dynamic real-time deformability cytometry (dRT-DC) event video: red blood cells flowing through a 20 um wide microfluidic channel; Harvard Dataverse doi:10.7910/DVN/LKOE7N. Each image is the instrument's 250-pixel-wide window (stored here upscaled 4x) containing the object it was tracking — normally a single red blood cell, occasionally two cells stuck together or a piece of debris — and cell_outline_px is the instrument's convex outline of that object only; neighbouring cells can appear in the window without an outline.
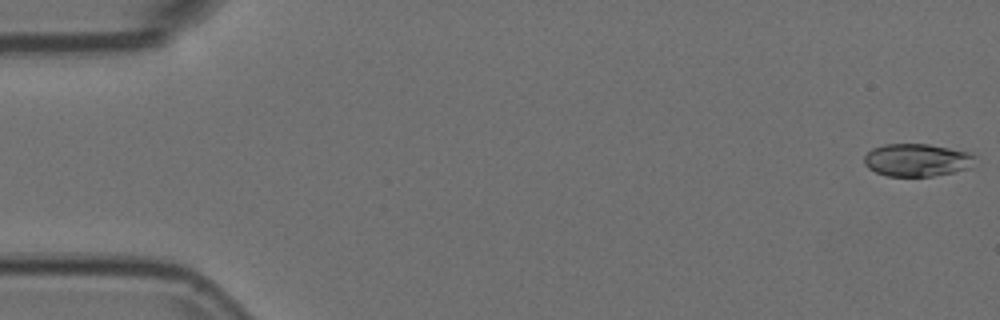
{"species": "Egyptian fruit bat (a non-hibernating species)", "species_latin": "Rousettus aegyptiacus", "temperature_condition": "room temperature", "stored_images_in_passage": 54, "camera_frame_rate_fps": 3000, "um_per_image_px": 0.085, "animal": {"sex": "female"}, "frame": {"image": 1, "passage_image": 1, "time_ms": 0.0, "image_size_px": [1000, 320], "cell_outline_px": [[976, 156], [972, 168], [932, 176], [888, 176], [876, 172], [868, 168], [864, 164], [864, 156], [872, 148], [884, 144], [928, 144], [972, 152]], "centroid_in_image_um": [77.97, 13.6], "position_along_channel_um": 7.0, "area_um2": 21.33}}
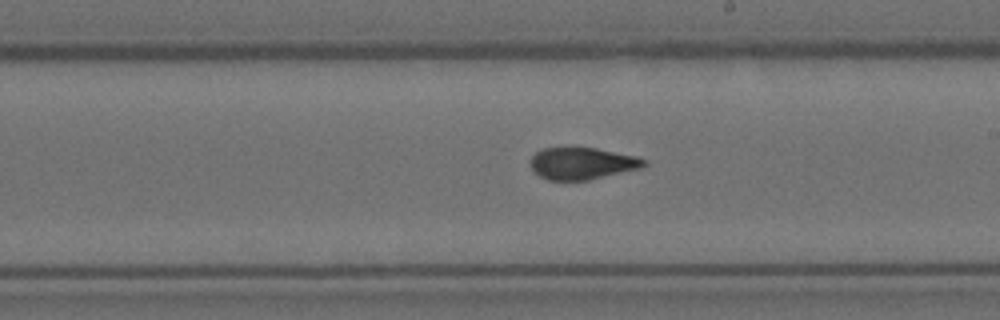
{"frame": {"image": 2, "passage_image": 31, "time_ms": 10.0, "image_size_px": [1000, 320], "cell_outline_px": [[648, 164], [640, 168], [588, 180], [548, 180], [540, 176], [532, 168], [532, 156], [536, 152], [544, 148], [564, 144], [596, 148], [636, 156], [648, 160]], "centroid_in_image_um": [49.48, 13.84], "position_along_channel_um": 239.5, "area_um2": 21.62}}
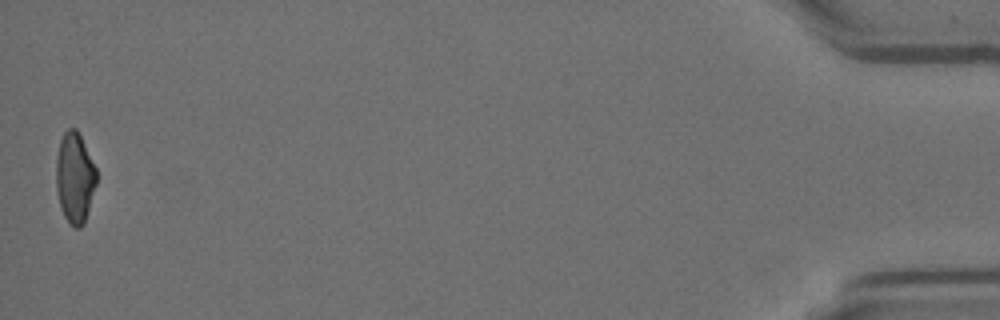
{"frame": {"image": 3, "passage_image": 54, "time_ms": 17.667, "image_size_px": [1000, 320], "cell_outline_px": [[96, 184], [84, 224], [80, 228], [76, 228], [64, 216], [60, 208], [56, 188], [56, 156], [60, 140], [64, 132], [68, 128], [76, 128], [96, 168]], "centroid_in_image_um": [6.34, 15.1], "position_along_channel_um": 428.9, "area_um2": 21.15}}